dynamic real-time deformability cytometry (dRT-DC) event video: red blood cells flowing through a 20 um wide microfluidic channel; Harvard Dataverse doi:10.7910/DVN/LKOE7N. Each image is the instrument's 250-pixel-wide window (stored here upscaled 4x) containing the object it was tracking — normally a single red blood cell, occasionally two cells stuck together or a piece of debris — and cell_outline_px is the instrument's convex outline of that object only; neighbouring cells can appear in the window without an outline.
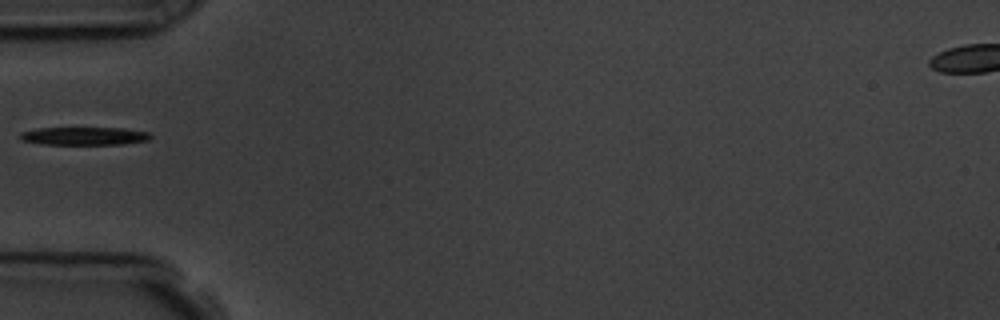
{"species": "common noctule bat (a hibernating species)", "species_latin": "Nyctalus noctula", "temperature_condition": "room temperature", "stored_images_in_passage": 23, "camera_frame_rate_fps": 3000, "um_per_image_px": 0.085, "animal": {"sex": "male", "body_mass_g": 19.5, "forearm_length_mm": 54.6}, "frame": {"image": 1, "passage_image": 1, "time_ms": 0.0, "image_size_px": [1000, 320], "cell_outline_px": [[152, 136], [148, 140], [124, 144], [40, 144], [20, 140], [20, 132], [36, 128], [124, 128], [148, 132]], "centroid_in_image_um": [7.13, 11.56], "position_along_channel_um": 77.9, "area_um2": 13.7}}